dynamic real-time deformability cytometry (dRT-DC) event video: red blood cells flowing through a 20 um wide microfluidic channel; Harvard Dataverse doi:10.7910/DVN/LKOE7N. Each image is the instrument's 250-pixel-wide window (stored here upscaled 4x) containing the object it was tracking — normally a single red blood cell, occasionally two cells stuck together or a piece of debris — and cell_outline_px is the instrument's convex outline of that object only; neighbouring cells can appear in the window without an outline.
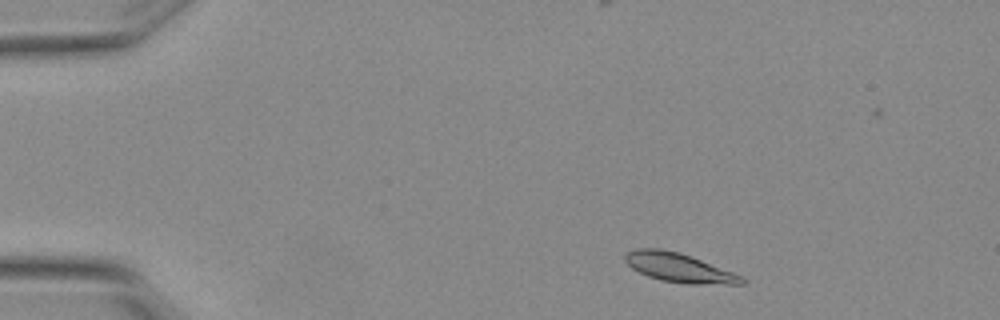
{"species": "Egyptian fruit bat (a non-hibernating species)", "species_latin": "Rousettus aegyptiacus", "temperature_condition": "warm", "stored_images_in_passage": 3, "camera_frame_rate_fps": 3000, "um_per_image_px": 0.085, "animal": {"sex": "female"}, "frame": {"image": 1, "passage_image": 1, "time_ms": 0.0, "image_size_px": [1000, 320], "cell_outline_px": [[748, 280], [744, 284], [684, 284], [660, 280], [648, 276], [632, 268], [624, 260], [624, 256], [628, 252], [636, 248], [660, 248], [680, 252], [744, 276]], "centroid_in_image_um": [57.75, 22.76], "position_along_channel_um": 27.2, "area_um2": 19.94}}